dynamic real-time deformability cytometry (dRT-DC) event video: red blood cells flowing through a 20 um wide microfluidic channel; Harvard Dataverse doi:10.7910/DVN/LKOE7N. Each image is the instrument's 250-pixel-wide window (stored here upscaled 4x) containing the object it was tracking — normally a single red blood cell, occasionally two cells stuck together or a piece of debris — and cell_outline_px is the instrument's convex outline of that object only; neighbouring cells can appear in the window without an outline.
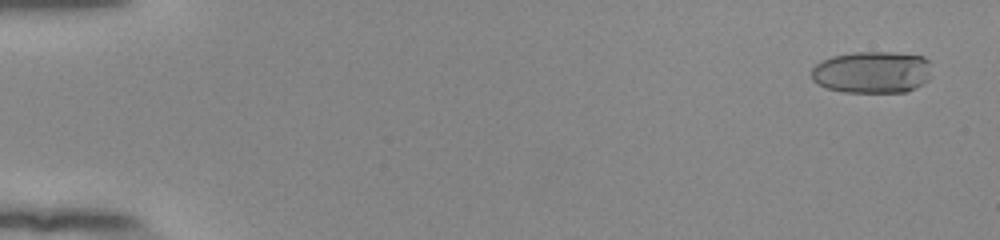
{"species": "human", "species_latin": "Homo sapiens", "temperature_condition": "room temperature", "stored_images_in_passage": 55, "camera_frame_rate_fps": 3000, "um_per_image_px": 0.085, "donor": {"sex": "female"}, "frame": {"image": 1, "passage_image": 3, "time_ms": 0.667, "image_size_px": [1000, 240], "cell_outline_px": [[928, 80], [904, 92], [844, 92], [828, 88], [812, 80], [812, 68], [816, 64], [832, 56], [852, 52], [892, 52], [924, 56], [928, 60]], "centroid_in_image_um": [74.1, 6.12], "position_along_channel_um": 10.9, "area_um2": 29.07}}
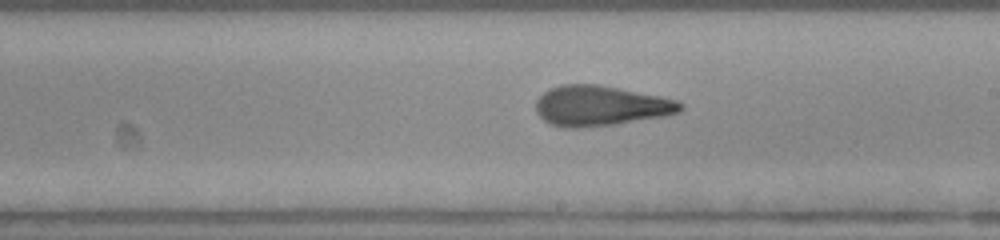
{"frame": {"image": 2, "passage_image": 33, "time_ms": 10.667, "image_size_px": [1000, 240], "cell_outline_px": [[684, 108], [680, 112], [668, 116], [616, 124], [576, 128], [564, 128], [548, 124], [536, 112], [536, 100], [548, 88], [560, 84], [600, 84], [660, 96], [676, 100], [684, 104]], "centroid_in_image_um": [51.05, 8.99], "position_along_channel_um": 237.9, "area_um2": 34.33}}
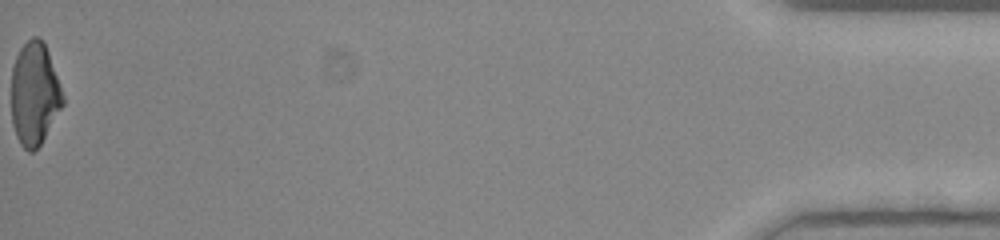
{"frame": {"image": 3, "passage_image": 55, "time_ms": 18.0, "image_size_px": [1000, 240], "cell_outline_px": [[64, 104], [40, 144], [32, 152], [28, 152], [20, 144], [16, 136], [12, 124], [12, 68], [16, 56], [20, 48], [32, 36], [36, 36], [44, 40], [64, 96]], "centroid_in_image_um": [2.93, 7.97], "position_along_channel_um": 432.3, "area_um2": 30.81}, "authors_computed_cell_mechanics": {"area_um2": 32.368, "velocity_mm_per_s": 3.9134, "shape_relaxation_time_tau1_ms": 6.6455, "shape_relaxation_time_tau2_ms": 1.6193, "deformation_change_tau1": 0.2307, "deformation_change_tau2": 0.103}}